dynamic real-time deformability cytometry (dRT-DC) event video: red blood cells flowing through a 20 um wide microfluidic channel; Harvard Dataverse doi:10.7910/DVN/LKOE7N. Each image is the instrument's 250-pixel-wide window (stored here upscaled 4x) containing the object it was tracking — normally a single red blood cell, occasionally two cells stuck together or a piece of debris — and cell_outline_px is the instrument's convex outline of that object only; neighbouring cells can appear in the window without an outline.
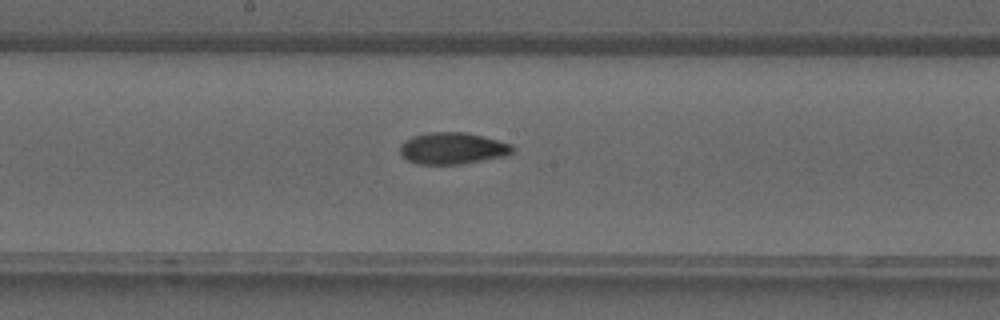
{"species": "common noctule bat (a hibernating species)", "species_latin": "Nyctalus noctula", "temperature_condition": "warm", "stored_images_in_passage": 37, "camera_frame_rate_fps": 3000, "um_per_image_px": 0.085, "animal": {"sex": "male", "forearm_length_mm": 52.5}, "frame": {"image": 1, "passage_image": 19, "time_ms": 6.0, "image_size_px": [1000, 320], "cell_outline_px": [[516, 152], [508, 156], [460, 164], [416, 164], [408, 160], [400, 152], [400, 144], [404, 140], [412, 136], [432, 132], [464, 132], [512, 144], [516, 148]], "centroid_in_image_um": [38.5, 12.61], "position_along_channel_um": 209.7, "area_um2": 20.87}}
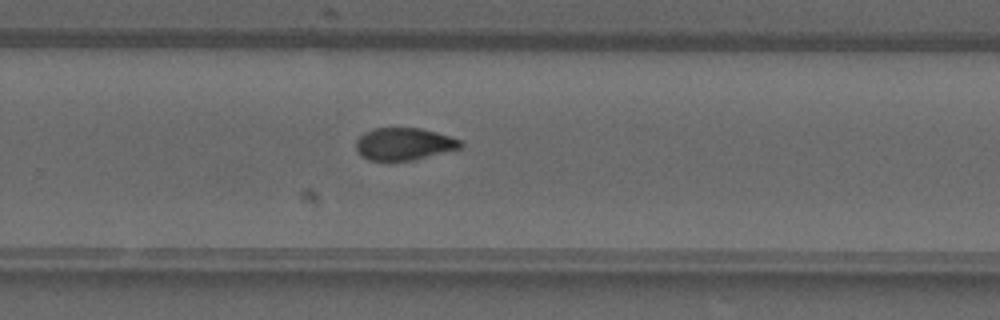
{"frame": {"image": 2, "passage_image": 24, "time_ms": 7.667, "image_size_px": [1000, 320], "cell_outline_px": [[464, 144], [460, 148], [412, 160], [392, 164], [388, 164], [368, 160], [360, 156], [356, 152], [356, 140], [364, 132], [376, 128], [420, 128], [436, 132], [460, 140]], "centroid_in_image_um": [34.25, 12.29], "position_along_channel_um": 295.5, "area_um2": 20.23}}
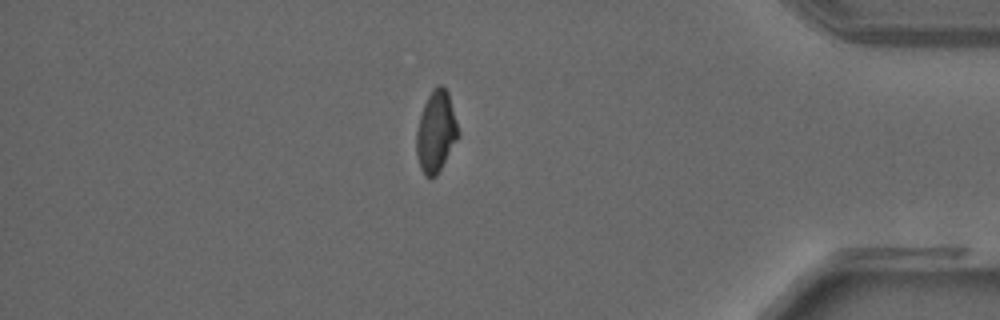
{"frame": {"image": 3, "passage_image": 32, "time_ms": 10.333, "image_size_px": [1000, 320], "cell_outline_px": [[460, 136], [436, 176], [432, 180], [424, 176], [420, 168], [416, 156], [416, 132], [420, 116], [424, 104], [432, 88], [436, 84], [440, 84], [448, 92], [460, 132]], "centroid_in_image_um": [37.06, 11.22], "position_along_channel_um": 398.1, "area_um2": 20.11}}